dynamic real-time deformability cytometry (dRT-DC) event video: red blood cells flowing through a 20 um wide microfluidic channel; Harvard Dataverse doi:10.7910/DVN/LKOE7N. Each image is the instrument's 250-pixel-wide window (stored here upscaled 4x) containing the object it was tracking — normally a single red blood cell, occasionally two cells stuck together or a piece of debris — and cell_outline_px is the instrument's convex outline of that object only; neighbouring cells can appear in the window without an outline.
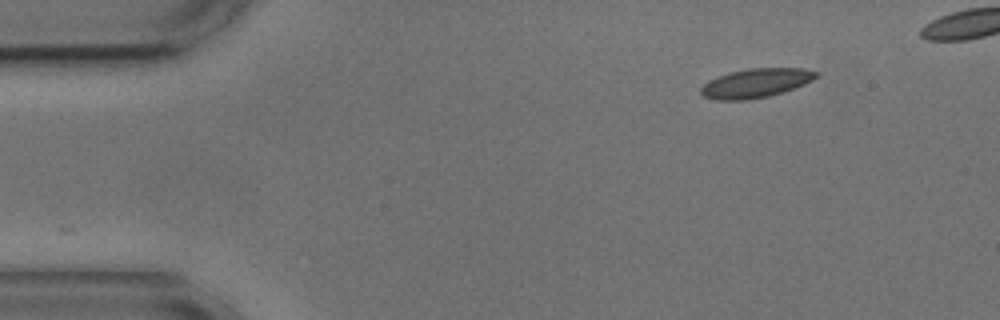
{"species": "common noctule bat (a hibernating species)", "species_latin": "Nyctalus noctula", "temperature_condition": "cold", "stored_images_in_passage": 2, "camera_frame_rate_fps": 3000, "um_per_image_px": 0.085, "animal": {"sex": "male", "body_mass_g": 17.9, "forearm_length_mm": 54.2}, "frame": {"image": 1, "passage_image": 2, "time_ms": 1.0, "image_size_px": [1000, 320], "cell_outline_px": [[820, 76], [804, 84], [768, 96], [744, 100], [716, 100], [704, 96], [700, 92], [700, 88], [708, 80], [728, 72], [748, 68], [804, 68], [820, 72]], "centroid_in_image_um": [64.24, 7.04], "position_along_channel_um": 20.8, "area_um2": 19.54}}